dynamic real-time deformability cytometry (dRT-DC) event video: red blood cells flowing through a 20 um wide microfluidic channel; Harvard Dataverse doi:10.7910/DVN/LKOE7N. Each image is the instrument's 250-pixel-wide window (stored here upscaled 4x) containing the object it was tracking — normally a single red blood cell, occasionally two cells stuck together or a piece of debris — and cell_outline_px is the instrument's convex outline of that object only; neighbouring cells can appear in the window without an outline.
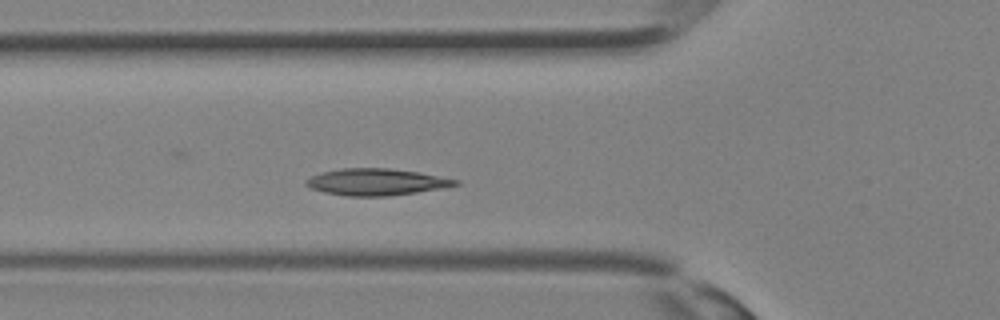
{"species": "Egyptian fruit bat (a non-hibernating species)", "species_latin": "Rousettus aegyptiacus", "temperature_condition": "room temperature", "stored_images_in_passage": 31, "segment_of_instrument_passage": [1, 2], "camera_frame_rate_fps": 3000, "um_per_image_px": 0.085, "animal": {"sex": "female"}, "frame": {"image": 1, "passage_image": 7, "time_ms": 2.0, "image_size_px": [1000, 320], "cell_outline_px": [[460, 184], [416, 192], [388, 196], [344, 196], [324, 192], [312, 188], [304, 184], [304, 180], [312, 176], [324, 172], [340, 168], [388, 168], [420, 172], [460, 180]], "centroid_in_image_um": [31.97, 15.46], "position_along_channel_um": 93.8, "area_um2": 23.12}}
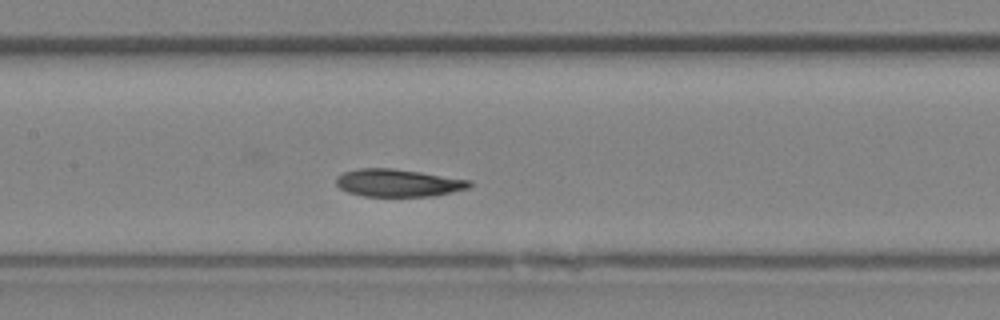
{"frame": {"image": 2, "passage_image": 11, "time_ms": 3.333, "image_size_px": [1000, 320], "cell_outline_px": [[472, 184], [468, 188], [436, 196], [364, 196], [348, 192], [340, 188], [336, 184], [336, 176], [344, 172], [360, 168], [392, 168], [420, 172], [472, 180]], "centroid_in_image_um": [33.85, 15.54], "position_along_channel_um": 173.5, "area_um2": 21.44}}
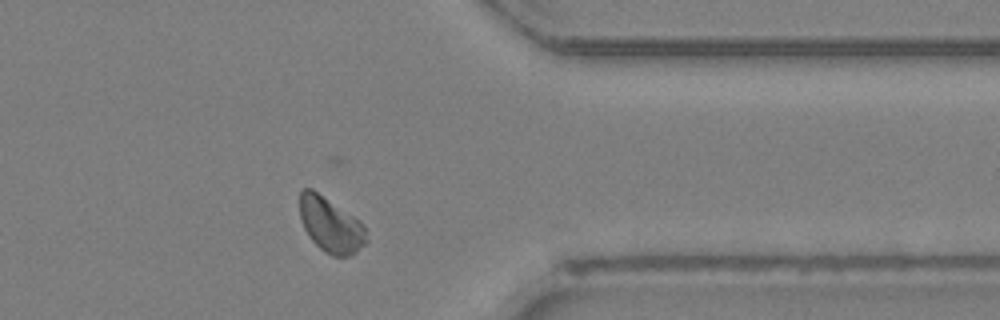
{"frame": {"image": 3, "passage_image": 22, "time_ms": 7.0, "image_size_px": [1000, 320], "cell_outline_px": [[368, 240], [356, 252], [348, 256], [332, 256], [324, 252], [308, 236], [300, 220], [300, 192], [304, 188], [312, 188], [360, 220], [364, 228]], "centroid_in_image_um": [28.09, 19.11], "position_along_channel_um": 383.3, "area_um2": 21.33}}